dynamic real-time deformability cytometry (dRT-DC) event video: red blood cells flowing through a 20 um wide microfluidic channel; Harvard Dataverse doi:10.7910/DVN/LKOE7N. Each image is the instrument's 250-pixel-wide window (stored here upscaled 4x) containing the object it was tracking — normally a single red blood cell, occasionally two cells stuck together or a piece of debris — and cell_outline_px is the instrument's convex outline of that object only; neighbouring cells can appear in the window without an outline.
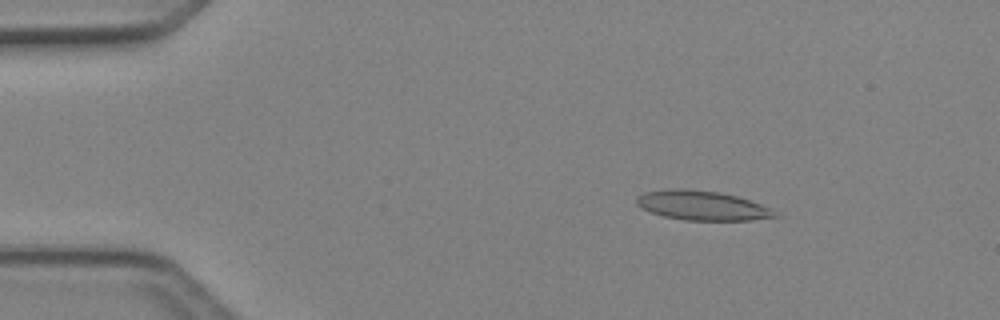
{"species": "Egyptian fruit bat (a non-hibernating species)", "species_latin": "Rousettus aegyptiacus", "temperature_condition": "cold", "stored_images_in_passage": 48, "camera_frame_rate_fps": 3000, "um_per_image_px": 0.085, "animal": {"sex": "female"}, "frame": {"image": 1, "passage_image": 8, "time_ms": 2.333, "image_size_px": [1000, 320], "cell_outline_px": [[780, 216], [752, 220], [684, 220], [664, 216], [640, 208], [636, 204], [636, 196], [644, 192], [676, 188], [684, 188], [720, 192], [736, 196], [760, 204], [768, 208]], "centroid_in_image_um": [59.62, 17.46], "position_along_channel_um": 25.4, "area_um2": 23.58}}
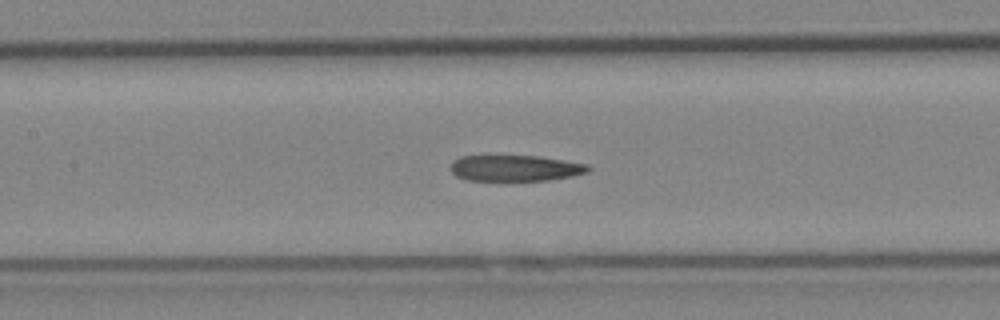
{"frame": {"image": 2, "passage_image": 23, "time_ms": 7.333, "image_size_px": [1000, 320], "cell_outline_px": [[592, 168], [588, 172], [572, 176], [548, 180], [468, 180], [456, 176], [452, 172], [452, 160], [460, 156], [540, 156], [588, 164]], "centroid_in_image_um": [43.82, 14.28], "position_along_channel_um": 163.6, "area_um2": 20.81}}
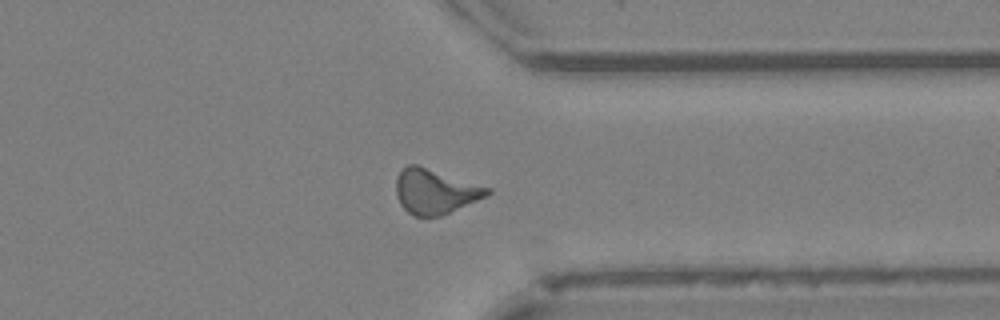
{"frame": {"image": 3, "passage_image": 38, "time_ms": 12.333, "image_size_px": [1000, 320], "cell_outline_px": [[492, 192], [488, 196], [440, 216], [416, 216], [408, 212], [400, 204], [396, 196], [396, 176], [408, 164], [416, 164], [492, 188]], "centroid_in_image_um": [36.99, 16.27], "position_along_channel_um": 374.4, "area_um2": 23.81}, "authors_computed_cell_mechanics": {"area_um2": 22.8021, "velocity_mm_per_s": 4.2589, "shape_relaxation_time_tau1_ms": null, "shape_relaxation_time_tau2_ms": 7.0102, "deformation_change_tau1": null, "deformation_change_tau2": 0.2065}}